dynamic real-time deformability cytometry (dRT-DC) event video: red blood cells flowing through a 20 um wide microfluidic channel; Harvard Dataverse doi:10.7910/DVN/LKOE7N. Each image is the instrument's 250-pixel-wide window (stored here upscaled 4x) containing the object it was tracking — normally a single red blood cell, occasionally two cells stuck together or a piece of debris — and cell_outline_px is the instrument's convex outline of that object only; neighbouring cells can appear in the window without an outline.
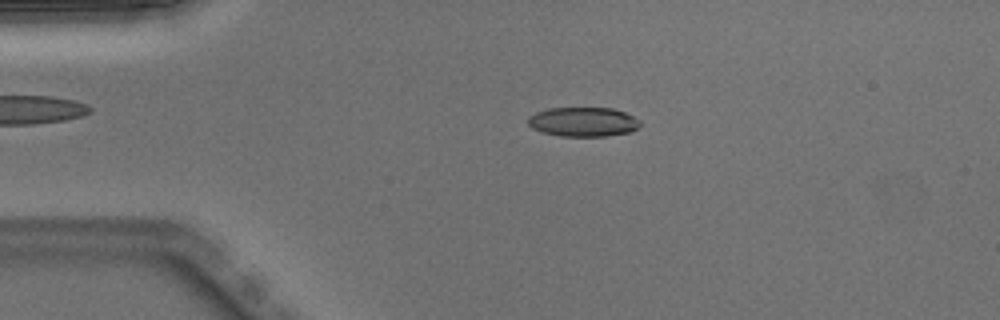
{"species": "Egyptian fruit bat (a non-hibernating species)", "species_latin": "Rousettus aegyptiacus", "temperature_condition": "warm", "stored_images_in_passage": 50, "camera_frame_rate_fps": 3000, "um_per_image_px": 0.085, "animal": {"sex": "male"}, "frame": {"image": 1, "passage_image": 11, "time_ms": 3.333, "image_size_px": [1000, 320], "cell_outline_px": [[640, 124], [636, 128], [628, 132], [604, 136], [560, 136], [540, 132], [532, 128], [528, 124], [528, 116], [536, 112], [548, 108], [612, 108], [624, 112], [640, 120]], "centroid_in_image_um": [49.52, 10.35], "position_along_channel_um": 35.5, "area_um2": 19.13}}
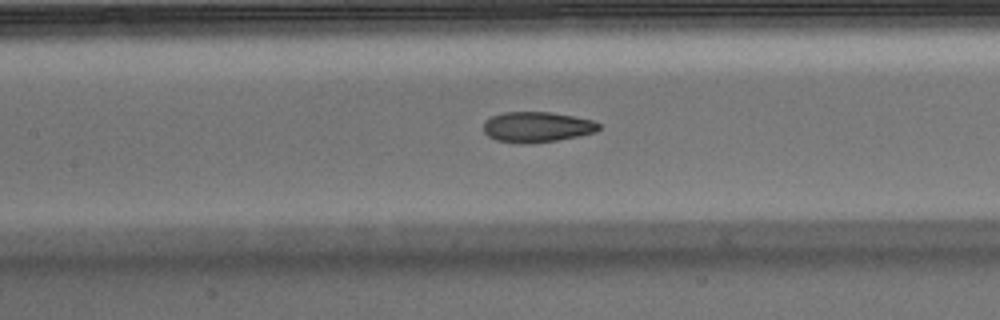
{"frame": {"image": 2, "passage_image": 23, "time_ms": 7.333, "image_size_px": [1000, 320], "cell_outline_px": [[600, 128], [596, 132], [556, 140], [524, 144], [520, 144], [496, 140], [488, 136], [484, 132], [484, 120], [492, 116], [504, 112], [548, 112], [572, 116], [592, 120], [600, 124]], "centroid_in_image_um": [45.6, 10.79], "position_along_channel_um": 161.8, "area_um2": 20.35}}
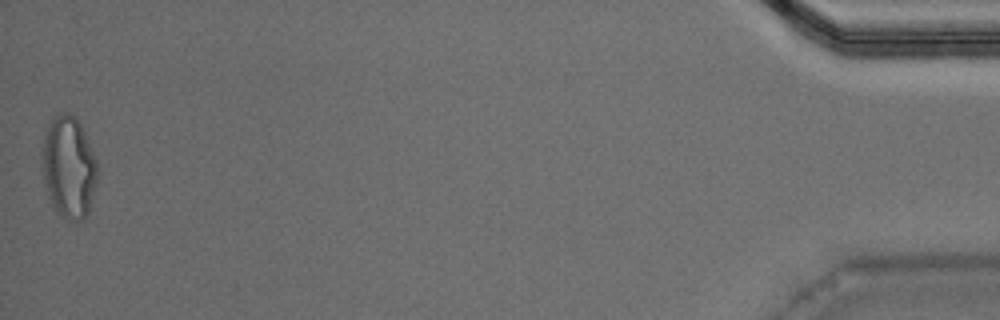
{"frame": {"image": 3, "passage_image": 50, "time_ms": 16.333, "image_size_px": [1000, 320], "cell_outline_px": [[100, 172], [88, 212], [84, 220], [68, 220], [56, 212], [44, 188], [40, 152], [44, 132], [52, 120], [60, 112], [72, 112], [80, 124], [84, 132], [96, 160]], "centroid_in_image_um": [5.82, 14.21], "position_along_channel_um": 429.4, "area_um2": 33.52}, "authors_computed_cell_mechanics": {"area_um2": 20.6635, "velocity_mm_per_s": 4.0234, "shape_relaxation_time_tau1_ms": 9.8879, "shape_relaxation_time_tau2_ms": 1.7167, "deformation_change_tau1": 0.2764, "deformation_change_tau2": 0.0763}}